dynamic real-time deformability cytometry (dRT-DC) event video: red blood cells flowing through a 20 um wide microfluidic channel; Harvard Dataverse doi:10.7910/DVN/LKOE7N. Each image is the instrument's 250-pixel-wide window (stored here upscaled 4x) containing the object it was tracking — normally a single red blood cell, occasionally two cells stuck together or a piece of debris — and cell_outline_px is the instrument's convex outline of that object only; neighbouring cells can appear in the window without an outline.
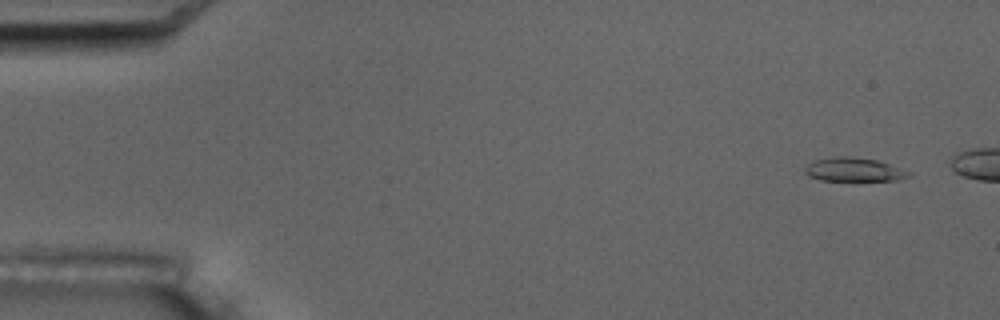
{"species": "common noctule bat (a hibernating species)", "species_latin": "Nyctalus noctula", "temperature_condition": "room temperature", "stored_images_in_passage": 6, "camera_frame_rate_fps": 3000, "um_per_image_px": 0.085, "animal": {"sex": "male", "body_mass_g": 17.5, "forearm_length_mm": 52.3}, "frame": {"image": 1, "passage_image": 1, "time_ms": 0.0, "image_size_px": [1000, 320], "cell_outline_px": [[912, 172], [908, 176], [896, 180], [820, 180], [808, 176], [804, 172], [804, 168], [808, 164], [816, 160], [836, 156], [848, 156], [876, 160]], "centroid_in_image_um": [72.54, 14.41], "position_along_channel_um": 12.5, "area_um2": 14.1}}